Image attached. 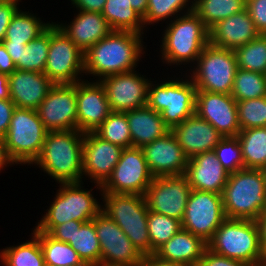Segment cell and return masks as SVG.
<instances>
[{
	"label": "cell",
	"instance_id": "obj_25",
	"mask_svg": "<svg viewBox=\"0 0 266 266\" xmlns=\"http://www.w3.org/2000/svg\"><path fill=\"white\" fill-rule=\"evenodd\" d=\"M185 175L192 189L222 195L229 173L217 160L215 152L208 151L188 160Z\"/></svg>",
	"mask_w": 266,
	"mask_h": 266
},
{
	"label": "cell",
	"instance_id": "obj_50",
	"mask_svg": "<svg viewBox=\"0 0 266 266\" xmlns=\"http://www.w3.org/2000/svg\"><path fill=\"white\" fill-rule=\"evenodd\" d=\"M15 70V63L13 62L11 56L8 54L4 45L0 42V72L9 76Z\"/></svg>",
	"mask_w": 266,
	"mask_h": 266
},
{
	"label": "cell",
	"instance_id": "obj_32",
	"mask_svg": "<svg viewBox=\"0 0 266 266\" xmlns=\"http://www.w3.org/2000/svg\"><path fill=\"white\" fill-rule=\"evenodd\" d=\"M30 240L0 249L2 266H46L39 238L31 232Z\"/></svg>",
	"mask_w": 266,
	"mask_h": 266
},
{
	"label": "cell",
	"instance_id": "obj_19",
	"mask_svg": "<svg viewBox=\"0 0 266 266\" xmlns=\"http://www.w3.org/2000/svg\"><path fill=\"white\" fill-rule=\"evenodd\" d=\"M123 149L101 139L94 132L84 133L83 182L86 179L89 185L90 182L102 185L111 175Z\"/></svg>",
	"mask_w": 266,
	"mask_h": 266
},
{
	"label": "cell",
	"instance_id": "obj_5",
	"mask_svg": "<svg viewBox=\"0 0 266 266\" xmlns=\"http://www.w3.org/2000/svg\"><path fill=\"white\" fill-rule=\"evenodd\" d=\"M175 73L151 79L147 95V106L161 114L170 130L195 113L196 103L194 82L185 72Z\"/></svg>",
	"mask_w": 266,
	"mask_h": 266
},
{
	"label": "cell",
	"instance_id": "obj_35",
	"mask_svg": "<svg viewBox=\"0 0 266 266\" xmlns=\"http://www.w3.org/2000/svg\"><path fill=\"white\" fill-rule=\"evenodd\" d=\"M246 9V0H194L193 12L210 29L217 22Z\"/></svg>",
	"mask_w": 266,
	"mask_h": 266
},
{
	"label": "cell",
	"instance_id": "obj_2",
	"mask_svg": "<svg viewBox=\"0 0 266 266\" xmlns=\"http://www.w3.org/2000/svg\"><path fill=\"white\" fill-rule=\"evenodd\" d=\"M161 28L159 61L167 65L166 72L169 66L172 72L187 73L209 43V29L193 11L174 18Z\"/></svg>",
	"mask_w": 266,
	"mask_h": 266
},
{
	"label": "cell",
	"instance_id": "obj_47",
	"mask_svg": "<svg viewBox=\"0 0 266 266\" xmlns=\"http://www.w3.org/2000/svg\"><path fill=\"white\" fill-rule=\"evenodd\" d=\"M197 266H249L241 261L217 255L206 249Z\"/></svg>",
	"mask_w": 266,
	"mask_h": 266
},
{
	"label": "cell",
	"instance_id": "obj_10",
	"mask_svg": "<svg viewBox=\"0 0 266 266\" xmlns=\"http://www.w3.org/2000/svg\"><path fill=\"white\" fill-rule=\"evenodd\" d=\"M47 132L37 110L14 109L4 139L7 152L16 166L34 163L40 156Z\"/></svg>",
	"mask_w": 266,
	"mask_h": 266
},
{
	"label": "cell",
	"instance_id": "obj_55",
	"mask_svg": "<svg viewBox=\"0 0 266 266\" xmlns=\"http://www.w3.org/2000/svg\"><path fill=\"white\" fill-rule=\"evenodd\" d=\"M8 75L0 72V99H10Z\"/></svg>",
	"mask_w": 266,
	"mask_h": 266
},
{
	"label": "cell",
	"instance_id": "obj_27",
	"mask_svg": "<svg viewBox=\"0 0 266 266\" xmlns=\"http://www.w3.org/2000/svg\"><path fill=\"white\" fill-rule=\"evenodd\" d=\"M206 249L207 243L202 238L181 228L154 254L163 260L179 262L186 266H197Z\"/></svg>",
	"mask_w": 266,
	"mask_h": 266
},
{
	"label": "cell",
	"instance_id": "obj_34",
	"mask_svg": "<svg viewBox=\"0 0 266 266\" xmlns=\"http://www.w3.org/2000/svg\"><path fill=\"white\" fill-rule=\"evenodd\" d=\"M194 0H148L147 11L143 17L145 29L169 23L180 15L192 12ZM163 23V24H162ZM157 24V25H156ZM156 25V26H154Z\"/></svg>",
	"mask_w": 266,
	"mask_h": 266
},
{
	"label": "cell",
	"instance_id": "obj_1",
	"mask_svg": "<svg viewBox=\"0 0 266 266\" xmlns=\"http://www.w3.org/2000/svg\"><path fill=\"white\" fill-rule=\"evenodd\" d=\"M147 37L131 31L112 30L84 53V75L87 80L100 81L110 75L137 69L143 62L141 59L146 56L148 45L144 38Z\"/></svg>",
	"mask_w": 266,
	"mask_h": 266
},
{
	"label": "cell",
	"instance_id": "obj_20",
	"mask_svg": "<svg viewBox=\"0 0 266 266\" xmlns=\"http://www.w3.org/2000/svg\"><path fill=\"white\" fill-rule=\"evenodd\" d=\"M77 130L94 132L112 112L100 81L83 79L76 83Z\"/></svg>",
	"mask_w": 266,
	"mask_h": 266
},
{
	"label": "cell",
	"instance_id": "obj_31",
	"mask_svg": "<svg viewBox=\"0 0 266 266\" xmlns=\"http://www.w3.org/2000/svg\"><path fill=\"white\" fill-rule=\"evenodd\" d=\"M241 146L244 168L266 169V127L240 130L237 135Z\"/></svg>",
	"mask_w": 266,
	"mask_h": 266
},
{
	"label": "cell",
	"instance_id": "obj_12",
	"mask_svg": "<svg viewBox=\"0 0 266 266\" xmlns=\"http://www.w3.org/2000/svg\"><path fill=\"white\" fill-rule=\"evenodd\" d=\"M154 176L142 148H124L118 163L101 185L102 193L138 194L144 196Z\"/></svg>",
	"mask_w": 266,
	"mask_h": 266
},
{
	"label": "cell",
	"instance_id": "obj_38",
	"mask_svg": "<svg viewBox=\"0 0 266 266\" xmlns=\"http://www.w3.org/2000/svg\"><path fill=\"white\" fill-rule=\"evenodd\" d=\"M234 52L239 69L266 74V35L260 34Z\"/></svg>",
	"mask_w": 266,
	"mask_h": 266
},
{
	"label": "cell",
	"instance_id": "obj_45",
	"mask_svg": "<svg viewBox=\"0 0 266 266\" xmlns=\"http://www.w3.org/2000/svg\"><path fill=\"white\" fill-rule=\"evenodd\" d=\"M20 7V2L0 1V42L5 39L7 27Z\"/></svg>",
	"mask_w": 266,
	"mask_h": 266
},
{
	"label": "cell",
	"instance_id": "obj_21",
	"mask_svg": "<svg viewBox=\"0 0 266 266\" xmlns=\"http://www.w3.org/2000/svg\"><path fill=\"white\" fill-rule=\"evenodd\" d=\"M142 150L154 177L185 174L189 158L172 131L143 146Z\"/></svg>",
	"mask_w": 266,
	"mask_h": 266
},
{
	"label": "cell",
	"instance_id": "obj_44",
	"mask_svg": "<svg viewBox=\"0 0 266 266\" xmlns=\"http://www.w3.org/2000/svg\"><path fill=\"white\" fill-rule=\"evenodd\" d=\"M246 9L258 32L266 35V0H246Z\"/></svg>",
	"mask_w": 266,
	"mask_h": 266
},
{
	"label": "cell",
	"instance_id": "obj_29",
	"mask_svg": "<svg viewBox=\"0 0 266 266\" xmlns=\"http://www.w3.org/2000/svg\"><path fill=\"white\" fill-rule=\"evenodd\" d=\"M30 9L23 11L20 7L13 15L5 33V39L2 42H11V44H28L34 38L42 34L52 23L42 20Z\"/></svg>",
	"mask_w": 266,
	"mask_h": 266
},
{
	"label": "cell",
	"instance_id": "obj_26",
	"mask_svg": "<svg viewBox=\"0 0 266 266\" xmlns=\"http://www.w3.org/2000/svg\"><path fill=\"white\" fill-rule=\"evenodd\" d=\"M259 35L260 33L256 29L248 10L244 9L211 27L209 29V43L221 48L235 50Z\"/></svg>",
	"mask_w": 266,
	"mask_h": 266
},
{
	"label": "cell",
	"instance_id": "obj_16",
	"mask_svg": "<svg viewBox=\"0 0 266 266\" xmlns=\"http://www.w3.org/2000/svg\"><path fill=\"white\" fill-rule=\"evenodd\" d=\"M132 70L104 77L103 85L111 111L127 112L147 106L149 82L152 77L142 72Z\"/></svg>",
	"mask_w": 266,
	"mask_h": 266
},
{
	"label": "cell",
	"instance_id": "obj_17",
	"mask_svg": "<svg viewBox=\"0 0 266 266\" xmlns=\"http://www.w3.org/2000/svg\"><path fill=\"white\" fill-rule=\"evenodd\" d=\"M37 112L48 132L77 130L76 83L54 84Z\"/></svg>",
	"mask_w": 266,
	"mask_h": 266
},
{
	"label": "cell",
	"instance_id": "obj_33",
	"mask_svg": "<svg viewBox=\"0 0 266 266\" xmlns=\"http://www.w3.org/2000/svg\"><path fill=\"white\" fill-rule=\"evenodd\" d=\"M31 229L39 238L46 266H87L69 243L56 240L35 227Z\"/></svg>",
	"mask_w": 266,
	"mask_h": 266
},
{
	"label": "cell",
	"instance_id": "obj_9",
	"mask_svg": "<svg viewBox=\"0 0 266 266\" xmlns=\"http://www.w3.org/2000/svg\"><path fill=\"white\" fill-rule=\"evenodd\" d=\"M237 69L234 50L208 43L187 74L197 90L231 94Z\"/></svg>",
	"mask_w": 266,
	"mask_h": 266
},
{
	"label": "cell",
	"instance_id": "obj_11",
	"mask_svg": "<svg viewBox=\"0 0 266 266\" xmlns=\"http://www.w3.org/2000/svg\"><path fill=\"white\" fill-rule=\"evenodd\" d=\"M44 74L54 84H74L84 76V53L54 23L50 25V45Z\"/></svg>",
	"mask_w": 266,
	"mask_h": 266
},
{
	"label": "cell",
	"instance_id": "obj_24",
	"mask_svg": "<svg viewBox=\"0 0 266 266\" xmlns=\"http://www.w3.org/2000/svg\"><path fill=\"white\" fill-rule=\"evenodd\" d=\"M10 99L18 108L37 110L54 83L42 72L15 70L9 76Z\"/></svg>",
	"mask_w": 266,
	"mask_h": 266
},
{
	"label": "cell",
	"instance_id": "obj_54",
	"mask_svg": "<svg viewBox=\"0 0 266 266\" xmlns=\"http://www.w3.org/2000/svg\"><path fill=\"white\" fill-rule=\"evenodd\" d=\"M8 54L11 56L13 62L16 64L21 58L23 47H26L27 44H11V42H1Z\"/></svg>",
	"mask_w": 266,
	"mask_h": 266
},
{
	"label": "cell",
	"instance_id": "obj_56",
	"mask_svg": "<svg viewBox=\"0 0 266 266\" xmlns=\"http://www.w3.org/2000/svg\"><path fill=\"white\" fill-rule=\"evenodd\" d=\"M132 8L137 11L142 17L145 16L147 11L148 0H129Z\"/></svg>",
	"mask_w": 266,
	"mask_h": 266
},
{
	"label": "cell",
	"instance_id": "obj_48",
	"mask_svg": "<svg viewBox=\"0 0 266 266\" xmlns=\"http://www.w3.org/2000/svg\"><path fill=\"white\" fill-rule=\"evenodd\" d=\"M16 108L15 104L11 99L1 100L0 99V137L4 138L7 133V130L10 126V121L14 109Z\"/></svg>",
	"mask_w": 266,
	"mask_h": 266
},
{
	"label": "cell",
	"instance_id": "obj_7",
	"mask_svg": "<svg viewBox=\"0 0 266 266\" xmlns=\"http://www.w3.org/2000/svg\"><path fill=\"white\" fill-rule=\"evenodd\" d=\"M213 253L249 266H262L259 229L255 220L226 219L207 242Z\"/></svg>",
	"mask_w": 266,
	"mask_h": 266
},
{
	"label": "cell",
	"instance_id": "obj_13",
	"mask_svg": "<svg viewBox=\"0 0 266 266\" xmlns=\"http://www.w3.org/2000/svg\"><path fill=\"white\" fill-rule=\"evenodd\" d=\"M226 219L221 194L192 189L181 221L184 230L207 243Z\"/></svg>",
	"mask_w": 266,
	"mask_h": 266
},
{
	"label": "cell",
	"instance_id": "obj_3",
	"mask_svg": "<svg viewBox=\"0 0 266 266\" xmlns=\"http://www.w3.org/2000/svg\"><path fill=\"white\" fill-rule=\"evenodd\" d=\"M83 140L84 133L78 130L47 132L40 156L31 167L56 183L83 182Z\"/></svg>",
	"mask_w": 266,
	"mask_h": 266
},
{
	"label": "cell",
	"instance_id": "obj_14",
	"mask_svg": "<svg viewBox=\"0 0 266 266\" xmlns=\"http://www.w3.org/2000/svg\"><path fill=\"white\" fill-rule=\"evenodd\" d=\"M191 191L185 174L158 176L153 178L144 196L149 211L182 221Z\"/></svg>",
	"mask_w": 266,
	"mask_h": 266
},
{
	"label": "cell",
	"instance_id": "obj_42",
	"mask_svg": "<svg viewBox=\"0 0 266 266\" xmlns=\"http://www.w3.org/2000/svg\"><path fill=\"white\" fill-rule=\"evenodd\" d=\"M237 108L241 130L266 127V96L237 101Z\"/></svg>",
	"mask_w": 266,
	"mask_h": 266
},
{
	"label": "cell",
	"instance_id": "obj_57",
	"mask_svg": "<svg viewBox=\"0 0 266 266\" xmlns=\"http://www.w3.org/2000/svg\"><path fill=\"white\" fill-rule=\"evenodd\" d=\"M94 266H115V265H106V264H103V263H99V264H96Z\"/></svg>",
	"mask_w": 266,
	"mask_h": 266
},
{
	"label": "cell",
	"instance_id": "obj_15",
	"mask_svg": "<svg viewBox=\"0 0 266 266\" xmlns=\"http://www.w3.org/2000/svg\"><path fill=\"white\" fill-rule=\"evenodd\" d=\"M93 221L101 248L100 263L115 266H139L142 263L144 256L114 220L100 211Z\"/></svg>",
	"mask_w": 266,
	"mask_h": 266
},
{
	"label": "cell",
	"instance_id": "obj_30",
	"mask_svg": "<svg viewBox=\"0 0 266 266\" xmlns=\"http://www.w3.org/2000/svg\"><path fill=\"white\" fill-rule=\"evenodd\" d=\"M101 13L112 30L147 35L143 17L132 8L129 0H106Z\"/></svg>",
	"mask_w": 266,
	"mask_h": 266
},
{
	"label": "cell",
	"instance_id": "obj_36",
	"mask_svg": "<svg viewBox=\"0 0 266 266\" xmlns=\"http://www.w3.org/2000/svg\"><path fill=\"white\" fill-rule=\"evenodd\" d=\"M87 266L100 263L101 248L94 221L84 222L68 242Z\"/></svg>",
	"mask_w": 266,
	"mask_h": 266
},
{
	"label": "cell",
	"instance_id": "obj_39",
	"mask_svg": "<svg viewBox=\"0 0 266 266\" xmlns=\"http://www.w3.org/2000/svg\"><path fill=\"white\" fill-rule=\"evenodd\" d=\"M231 96L236 101L266 96V74L237 69Z\"/></svg>",
	"mask_w": 266,
	"mask_h": 266
},
{
	"label": "cell",
	"instance_id": "obj_6",
	"mask_svg": "<svg viewBox=\"0 0 266 266\" xmlns=\"http://www.w3.org/2000/svg\"><path fill=\"white\" fill-rule=\"evenodd\" d=\"M228 219L257 220L266 211V172L243 168L229 174L222 192Z\"/></svg>",
	"mask_w": 266,
	"mask_h": 266
},
{
	"label": "cell",
	"instance_id": "obj_4",
	"mask_svg": "<svg viewBox=\"0 0 266 266\" xmlns=\"http://www.w3.org/2000/svg\"><path fill=\"white\" fill-rule=\"evenodd\" d=\"M59 187L42 217L35 224V228L44 233H49L56 225L76 220L87 222L101 211L102 188L101 185L92 183L90 189L85 188L84 182L56 183ZM94 184V185H93ZM96 189L98 194L93 191ZM98 189V190H97ZM95 194V196H94Z\"/></svg>",
	"mask_w": 266,
	"mask_h": 266
},
{
	"label": "cell",
	"instance_id": "obj_41",
	"mask_svg": "<svg viewBox=\"0 0 266 266\" xmlns=\"http://www.w3.org/2000/svg\"><path fill=\"white\" fill-rule=\"evenodd\" d=\"M147 227L152 255L161 245L167 242L182 228V224L180 220L175 218L149 211Z\"/></svg>",
	"mask_w": 266,
	"mask_h": 266
},
{
	"label": "cell",
	"instance_id": "obj_37",
	"mask_svg": "<svg viewBox=\"0 0 266 266\" xmlns=\"http://www.w3.org/2000/svg\"><path fill=\"white\" fill-rule=\"evenodd\" d=\"M50 45V26L23 47L21 58L15 64L17 70L44 73Z\"/></svg>",
	"mask_w": 266,
	"mask_h": 266
},
{
	"label": "cell",
	"instance_id": "obj_43",
	"mask_svg": "<svg viewBox=\"0 0 266 266\" xmlns=\"http://www.w3.org/2000/svg\"><path fill=\"white\" fill-rule=\"evenodd\" d=\"M214 152L227 173L231 174L244 168L241 146L237 136L224 137L214 148Z\"/></svg>",
	"mask_w": 266,
	"mask_h": 266
},
{
	"label": "cell",
	"instance_id": "obj_51",
	"mask_svg": "<svg viewBox=\"0 0 266 266\" xmlns=\"http://www.w3.org/2000/svg\"><path fill=\"white\" fill-rule=\"evenodd\" d=\"M139 266H186L185 264L173 261H167L158 258L155 254L143 257L142 263Z\"/></svg>",
	"mask_w": 266,
	"mask_h": 266
},
{
	"label": "cell",
	"instance_id": "obj_23",
	"mask_svg": "<svg viewBox=\"0 0 266 266\" xmlns=\"http://www.w3.org/2000/svg\"><path fill=\"white\" fill-rule=\"evenodd\" d=\"M74 15L70 22L57 20L54 23L83 53L112 31L102 13L76 10Z\"/></svg>",
	"mask_w": 266,
	"mask_h": 266
},
{
	"label": "cell",
	"instance_id": "obj_52",
	"mask_svg": "<svg viewBox=\"0 0 266 266\" xmlns=\"http://www.w3.org/2000/svg\"><path fill=\"white\" fill-rule=\"evenodd\" d=\"M259 229L260 247L263 253L264 262L266 261V211L256 220Z\"/></svg>",
	"mask_w": 266,
	"mask_h": 266
},
{
	"label": "cell",
	"instance_id": "obj_40",
	"mask_svg": "<svg viewBox=\"0 0 266 266\" xmlns=\"http://www.w3.org/2000/svg\"><path fill=\"white\" fill-rule=\"evenodd\" d=\"M94 133L101 139L122 148L132 147L126 112L112 111Z\"/></svg>",
	"mask_w": 266,
	"mask_h": 266
},
{
	"label": "cell",
	"instance_id": "obj_22",
	"mask_svg": "<svg viewBox=\"0 0 266 266\" xmlns=\"http://www.w3.org/2000/svg\"><path fill=\"white\" fill-rule=\"evenodd\" d=\"M171 131L189 159L203 152L214 151L224 138L209 122L195 113Z\"/></svg>",
	"mask_w": 266,
	"mask_h": 266
},
{
	"label": "cell",
	"instance_id": "obj_53",
	"mask_svg": "<svg viewBox=\"0 0 266 266\" xmlns=\"http://www.w3.org/2000/svg\"><path fill=\"white\" fill-rule=\"evenodd\" d=\"M16 164L10 158L7 149L5 139L0 137V173L6 170L10 166H15Z\"/></svg>",
	"mask_w": 266,
	"mask_h": 266
},
{
	"label": "cell",
	"instance_id": "obj_18",
	"mask_svg": "<svg viewBox=\"0 0 266 266\" xmlns=\"http://www.w3.org/2000/svg\"><path fill=\"white\" fill-rule=\"evenodd\" d=\"M195 114L209 122L222 136L240 132L237 101L231 94L196 91Z\"/></svg>",
	"mask_w": 266,
	"mask_h": 266
},
{
	"label": "cell",
	"instance_id": "obj_49",
	"mask_svg": "<svg viewBox=\"0 0 266 266\" xmlns=\"http://www.w3.org/2000/svg\"><path fill=\"white\" fill-rule=\"evenodd\" d=\"M75 11L99 12L103 11L106 0H68ZM75 8V9H74Z\"/></svg>",
	"mask_w": 266,
	"mask_h": 266
},
{
	"label": "cell",
	"instance_id": "obj_8",
	"mask_svg": "<svg viewBox=\"0 0 266 266\" xmlns=\"http://www.w3.org/2000/svg\"><path fill=\"white\" fill-rule=\"evenodd\" d=\"M101 199V211L115 221L143 256L151 255L147 227L149 209L145 196L102 193Z\"/></svg>",
	"mask_w": 266,
	"mask_h": 266
},
{
	"label": "cell",
	"instance_id": "obj_28",
	"mask_svg": "<svg viewBox=\"0 0 266 266\" xmlns=\"http://www.w3.org/2000/svg\"><path fill=\"white\" fill-rule=\"evenodd\" d=\"M132 147L142 148L169 131L160 113L148 106L126 112Z\"/></svg>",
	"mask_w": 266,
	"mask_h": 266
},
{
	"label": "cell",
	"instance_id": "obj_46",
	"mask_svg": "<svg viewBox=\"0 0 266 266\" xmlns=\"http://www.w3.org/2000/svg\"><path fill=\"white\" fill-rule=\"evenodd\" d=\"M84 222L81 221H68L60 225H56L48 234L59 241L68 243L76 232V229H80Z\"/></svg>",
	"mask_w": 266,
	"mask_h": 266
},
{
	"label": "cell",
	"instance_id": "obj_58",
	"mask_svg": "<svg viewBox=\"0 0 266 266\" xmlns=\"http://www.w3.org/2000/svg\"><path fill=\"white\" fill-rule=\"evenodd\" d=\"M0 1H15V2H23L22 0H0Z\"/></svg>",
	"mask_w": 266,
	"mask_h": 266
}]
</instances>
